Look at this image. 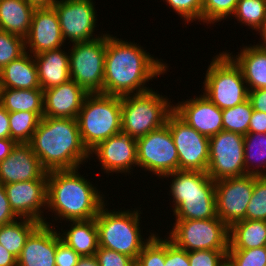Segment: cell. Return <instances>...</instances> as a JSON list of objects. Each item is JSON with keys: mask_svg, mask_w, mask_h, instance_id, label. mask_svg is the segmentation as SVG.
<instances>
[{"mask_svg": "<svg viewBox=\"0 0 266 266\" xmlns=\"http://www.w3.org/2000/svg\"><path fill=\"white\" fill-rule=\"evenodd\" d=\"M138 45L106 33L104 94L122 97L146 92L153 89L146 86L149 80L168 71V64Z\"/></svg>", "mask_w": 266, "mask_h": 266, "instance_id": "1", "label": "cell"}, {"mask_svg": "<svg viewBox=\"0 0 266 266\" xmlns=\"http://www.w3.org/2000/svg\"><path fill=\"white\" fill-rule=\"evenodd\" d=\"M28 144L48 172L77 169L91 159L76 118L43 116Z\"/></svg>", "mask_w": 266, "mask_h": 266, "instance_id": "2", "label": "cell"}, {"mask_svg": "<svg viewBox=\"0 0 266 266\" xmlns=\"http://www.w3.org/2000/svg\"><path fill=\"white\" fill-rule=\"evenodd\" d=\"M79 169L48 172L46 210L54 213L55 221L95 218L108 202L90 180L81 176Z\"/></svg>", "mask_w": 266, "mask_h": 266, "instance_id": "3", "label": "cell"}, {"mask_svg": "<svg viewBox=\"0 0 266 266\" xmlns=\"http://www.w3.org/2000/svg\"><path fill=\"white\" fill-rule=\"evenodd\" d=\"M171 178L169 196L175 220L216 218L215 181L202 171L177 170L164 175ZM174 177V178H173Z\"/></svg>", "mask_w": 266, "mask_h": 266, "instance_id": "4", "label": "cell"}, {"mask_svg": "<svg viewBox=\"0 0 266 266\" xmlns=\"http://www.w3.org/2000/svg\"><path fill=\"white\" fill-rule=\"evenodd\" d=\"M107 203L95 217L98 229L99 247L125 254L135 261L143 247L156 234L150 232L148 239L141 235V211L136 208L130 210H108Z\"/></svg>", "mask_w": 266, "mask_h": 266, "instance_id": "5", "label": "cell"}, {"mask_svg": "<svg viewBox=\"0 0 266 266\" xmlns=\"http://www.w3.org/2000/svg\"><path fill=\"white\" fill-rule=\"evenodd\" d=\"M76 119L82 142L90 152L100 142L121 133V97L88 94Z\"/></svg>", "mask_w": 266, "mask_h": 266, "instance_id": "6", "label": "cell"}, {"mask_svg": "<svg viewBox=\"0 0 266 266\" xmlns=\"http://www.w3.org/2000/svg\"><path fill=\"white\" fill-rule=\"evenodd\" d=\"M165 96L152 89L122 96L121 132L137 140L163 127L168 116L173 112V104Z\"/></svg>", "mask_w": 266, "mask_h": 266, "instance_id": "7", "label": "cell"}, {"mask_svg": "<svg viewBox=\"0 0 266 266\" xmlns=\"http://www.w3.org/2000/svg\"><path fill=\"white\" fill-rule=\"evenodd\" d=\"M203 82V95L221 110L248 99V88L240 67L226 53L212 57Z\"/></svg>", "mask_w": 266, "mask_h": 266, "instance_id": "8", "label": "cell"}, {"mask_svg": "<svg viewBox=\"0 0 266 266\" xmlns=\"http://www.w3.org/2000/svg\"><path fill=\"white\" fill-rule=\"evenodd\" d=\"M69 50L71 79L88 94H104L106 33L90 41L73 43Z\"/></svg>", "mask_w": 266, "mask_h": 266, "instance_id": "9", "label": "cell"}, {"mask_svg": "<svg viewBox=\"0 0 266 266\" xmlns=\"http://www.w3.org/2000/svg\"><path fill=\"white\" fill-rule=\"evenodd\" d=\"M168 234L172 242L187 252L229 249V227L218 217L175 220Z\"/></svg>", "mask_w": 266, "mask_h": 266, "instance_id": "10", "label": "cell"}, {"mask_svg": "<svg viewBox=\"0 0 266 266\" xmlns=\"http://www.w3.org/2000/svg\"><path fill=\"white\" fill-rule=\"evenodd\" d=\"M136 144L138 168L152 172L159 179L179 170L178 152L166 124L138 138Z\"/></svg>", "mask_w": 266, "mask_h": 266, "instance_id": "11", "label": "cell"}, {"mask_svg": "<svg viewBox=\"0 0 266 266\" xmlns=\"http://www.w3.org/2000/svg\"><path fill=\"white\" fill-rule=\"evenodd\" d=\"M207 174L213 181L246 175L244 135L223 130L209 138Z\"/></svg>", "mask_w": 266, "mask_h": 266, "instance_id": "12", "label": "cell"}, {"mask_svg": "<svg viewBox=\"0 0 266 266\" xmlns=\"http://www.w3.org/2000/svg\"><path fill=\"white\" fill-rule=\"evenodd\" d=\"M178 152L179 170L207 172L209 137L187 125L174 112L166 121Z\"/></svg>", "mask_w": 266, "mask_h": 266, "instance_id": "13", "label": "cell"}, {"mask_svg": "<svg viewBox=\"0 0 266 266\" xmlns=\"http://www.w3.org/2000/svg\"><path fill=\"white\" fill-rule=\"evenodd\" d=\"M94 0H57L53 5L60 23L64 41L71 43L96 39L97 11Z\"/></svg>", "mask_w": 266, "mask_h": 266, "instance_id": "14", "label": "cell"}, {"mask_svg": "<svg viewBox=\"0 0 266 266\" xmlns=\"http://www.w3.org/2000/svg\"><path fill=\"white\" fill-rule=\"evenodd\" d=\"M254 182L255 175L248 174L215 181L216 214L228 227L245 220Z\"/></svg>", "mask_w": 266, "mask_h": 266, "instance_id": "15", "label": "cell"}, {"mask_svg": "<svg viewBox=\"0 0 266 266\" xmlns=\"http://www.w3.org/2000/svg\"><path fill=\"white\" fill-rule=\"evenodd\" d=\"M12 211L18 218H26L47 225V179L28 180L4 185Z\"/></svg>", "mask_w": 266, "mask_h": 266, "instance_id": "16", "label": "cell"}, {"mask_svg": "<svg viewBox=\"0 0 266 266\" xmlns=\"http://www.w3.org/2000/svg\"><path fill=\"white\" fill-rule=\"evenodd\" d=\"M93 154L108 177L109 173L129 175L133 166L138 167L136 139L122 132L100 142L90 151V158Z\"/></svg>", "mask_w": 266, "mask_h": 266, "instance_id": "17", "label": "cell"}, {"mask_svg": "<svg viewBox=\"0 0 266 266\" xmlns=\"http://www.w3.org/2000/svg\"><path fill=\"white\" fill-rule=\"evenodd\" d=\"M173 112L200 134L212 137L223 131L222 110L204 95L173 105Z\"/></svg>", "mask_w": 266, "mask_h": 266, "instance_id": "18", "label": "cell"}, {"mask_svg": "<svg viewBox=\"0 0 266 266\" xmlns=\"http://www.w3.org/2000/svg\"><path fill=\"white\" fill-rule=\"evenodd\" d=\"M64 43L59 19L54 7L35 8L30 31L25 38L26 52L36 55L47 50L63 48L65 46Z\"/></svg>", "mask_w": 266, "mask_h": 266, "instance_id": "19", "label": "cell"}, {"mask_svg": "<svg viewBox=\"0 0 266 266\" xmlns=\"http://www.w3.org/2000/svg\"><path fill=\"white\" fill-rule=\"evenodd\" d=\"M47 178L48 171L28 143H17L9 156L0 162V183L3 185Z\"/></svg>", "mask_w": 266, "mask_h": 266, "instance_id": "20", "label": "cell"}, {"mask_svg": "<svg viewBox=\"0 0 266 266\" xmlns=\"http://www.w3.org/2000/svg\"><path fill=\"white\" fill-rule=\"evenodd\" d=\"M50 221L40 224L26 239L17 266H55L56 228Z\"/></svg>", "mask_w": 266, "mask_h": 266, "instance_id": "21", "label": "cell"}, {"mask_svg": "<svg viewBox=\"0 0 266 266\" xmlns=\"http://www.w3.org/2000/svg\"><path fill=\"white\" fill-rule=\"evenodd\" d=\"M88 93L72 79L43 91L44 116L77 118Z\"/></svg>", "mask_w": 266, "mask_h": 266, "instance_id": "22", "label": "cell"}, {"mask_svg": "<svg viewBox=\"0 0 266 266\" xmlns=\"http://www.w3.org/2000/svg\"><path fill=\"white\" fill-rule=\"evenodd\" d=\"M41 89L59 86L71 79L69 53L54 49L33 55Z\"/></svg>", "mask_w": 266, "mask_h": 266, "instance_id": "23", "label": "cell"}, {"mask_svg": "<svg viewBox=\"0 0 266 266\" xmlns=\"http://www.w3.org/2000/svg\"><path fill=\"white\" fill-rule=\"evenodd\" d=\"M225 52L240 67L249 91L266 88V48L249 44L243 46L236 57L232 52Z\"/></svg>", "mask_w": 266, "mask_h": 266, "instance_id": "24", "label": "cell"}, {"mask_svg": "<svg viewBox=\"0 0 266 266\" xmlns=\"http://www.w3.org/2000/svg\"><path fill=\"white\" fill-rule=\"evenodd\" d=\"M41 89L34 56L25 52L0 70V89Z\"/></svg>", "mask_w": 266, "mask_h": 266, "instance_id": "25", "label": "cell"}, {"mask_svg": "<svg viewBox=\"0 0 266 266\" xmlns=\"http://www.w3.org/2000/svg\"><path fill=\"white\" fill-rule=\"evenodd\" d=\"M69 230L61 229L60 238L80 256L94 255L99 248L98 229L95 218L70 221Z\"/></svg>", "mask_w": 266, "mask_h": 266, "instance_id": "26", "label": "cell"}, {"mask_svg": "<svg viewBox=\"0 0 266 266\" xmlns=\"http://www.w3.org/2000/svg\"><path fill=\"white\" fill-rule=\"evenodd\" d=\"M35 7L25 0H0V30L28 36Z\"/></svg>", "mask_w": 266, "mask_h": 266, "instance_id": "27", "label": "cell"}, {"mask_svg": "<svg viewBox=\"0 0 266 266\" xmlns=\"http://www.w3.org/2000/svg\"><path fill=\"white\" fill-rule=\"evenodd\" d=\"M266 246L265 220H240L229 227V249L245 250Z\"/></svg>", "mask_w": 266, "mask_h": 266, "instance_id": "28", "label": "cell"}, {"mask_svg": "<svg viewBox=\"0 0 266 266\" xmlns=\"http://www.w3.org/2000/svg\"><path fill=\"white\" fill-rule=\"evenodd\" d=\"M0 104L10 112H35L44 116L42 89H0Z\"/></svg>", "mask_w": 266, "mask_h": 266, "instance_id": "29", "label": "cell"}, {"mask_svg": "<svg viewBox=\"0 0 266 266\" xmlns=\"http://www.w3.org/2000/svg\"><path fill=\"white\" fill-rule=\"evenodd\" d=\"M40 225L39 222L18 218V220L0 226V244L16 258L19 257L26 239Z\"/></svg>", "mask_w": 266, "mask_h": 266, "instance_id": "30", "label": "cell"}, {"mask_svg": "<svg viewBox=\"0 0 266 266\" xmlns=\"http://www.w3.org/2000/svg\"><path fill=\"white\" fill-rule=\"evenodd\" d=\"M244 164L246 174L266 176V133L244 135Z\"/></svg>", "mask_w": 266, "mask_h": 266, "instance_id": "31", "label": "cell"}, {"mask_svg": "<svg viewBox=\"0 0 266 266\" xmlns=\"http://www.w3.org/2000/svg\"><path fill=\"white\" fill-rule=\"evenodd\" d=\"M232 17L258 34L266 23V0H239Z\"/></svg>", "mask_w": 266, "mask_h": 266, "instance_id": "32", "label": "cell"}, {"mask_svg": "<svg viewBox=\"0 0 266 266\" xmlns=\"http://www.w3.org/2000/svg\"><path fill=\"white\" fill-rule=\"evenodd\" d=\"M40 120L35 112H10V138L16 143H29Z\"/></svg>", "mask_w": 266, "mask_h": 266, "instance_id": "33", "label": "cell"}, {"mask_svg": "<svg viewBox=\"0 0 266 266\" xmlns=\"http://www.w3.org/2000/svg\"><path fill=\"white\" fill-rule=\"evenodd\" d=\"M252 112L253 107L248 99L234 107L223 109V130L246 135Z\"/></svg>", "mask_w": 266, "mask_h": 266, "instance_id": "34", "label": "cell"}, {"mask_svg": "<svg viewBox=\"0 0 266 266\" xmlns=\"http://www.w3.org/2000/svg\"><path fill=\"white\" fill-rule=\"evenodd\" d=\"M166 239L155 234L143 247L134 266H166Z\"/></svg>", "mask_w": 266, "mask_h": 266, "instance_id": "35", "label": "cell"}, {"mask_svg": "<svg viewBox=\"0 0 266 266\" xmlns=\"http://www.w3.org/2000/svg\"><path fill=\"white\" fill-rule=\"evenodd\" d=\"M239 0H203L202 22L215 24L230 18Z\"/></svg>", "mask_w": 266, "mask_h": 266, "instance_id": "36", "label": "cell"}, {"mask_svg": "<svg viewBox=\"0 0 266 266\" xmlns=\"http://www.w3.org/2000/svg\"><path fill=\"white\" fill-rule=\"evenodd\" d=\"M25 52L23 37L0 30V70Z\"/></svg>", "mask_w": 266, "mask_h": 266, "instance_id": "37", "label": "cell"}, {"mask_svg": "<svg viewBox=\"0 0 266 266\" xmlns=\"http://www.w3.org/2000/svg\"><path fill=\"white\" fill-rule=\"evenodd\" d=\"M245 219L266 221V176H255L254 189Z\"/></svg>", "mask_w": 266, "mask_h": 266, "instance_id": "38", "label": "cell"}, {"mask_svg": "<svg viewBox=\"0 0 266 266\" xmlns=\"http://www.w3.org/2000/svg\"><path fill=\"white\" fill-rule=\"evenodd\" d=\"M232 266H266V246L245 250H228Z\"/></svg>", "mask_w": 266, "mask_h": 266, "instance_id": "39", "label": "cell"}, {"mask_svg": "<svg viewBox=\"0 0 266 266\" xmlns=\"http://www.w3.org/2000/svg\"><path fill=\"white\" fill-rule=\"evenodd\" d=\"M168 7L175 11L185 24L194 21H202L203 0H163Z\"/></svg>", "mask_w": 266, "mask_h": 266, "instance_id": "40", "label": "cell"}, {"mask_svg": "<svg viewBox=\"0 0 266 266\" xmlns=\"http://www.w3.org/2000/svg\"><path fill=\"white\" fill-rule=\"evenodd\" d=\"M228 250H196L188 252L189 266H221Z\"/></svg>", "mask_w": 266, "mask_h": 266, "instance_id": "41", "label": "cell"}, {"mask_svg": "<svg viewBox=\"0 0 266 266\" xmlns=\"http://www.w3.org/2000/svg\"><path fill=\"white\" fill-rule=\"evenodd\" d=\"M99 266H134L135 260L114 250L99 247L95 253Z\"/></svg>", "mask_w": 266, "mask_h": 266, "instance_id": "42", "label": "cell"}, {"mask_svg": "<svg viewBox=\"0 0 266 266\" xmlns=\"http://www.w3.org/2000/svg\"><path fill=\"white\" fill-rule=\"evenodd\" d=\"M80 255L60 238L56 229L55 266H76Z\"/></svg>", "mask_w": 266, "mask_h": 266, "instance_id": "43", "label": "cell"}, {"mask_svg": "<svg viewBox=\"0 0 266 266\" xmlns=\"http://www.w3.org/2000/svg\"><path fill=\"white\" fill-rule=\"evenodd\" d=\"M166 238V266H189L188 252L178 247L168 237Z\"/></svg>", "mask_w": 266, "mask_h": 266, "instance_id": "44", "label": "cell"}, {"mask_svg": "<svg viewBox=\"0 0 266 266\" xmlns=\"http://www.w3.org/2000/svg\"><path fill=\"white\" fill-rule=\"evenodd\" d=\"M17 219L18 217L10 207L4 185L0 183V226L14 222Z\"/></svg>", "mask_w": 266, "mask_h": 266, "instance_id": "45", "label": "cell"}, {"mask_svg": "<svg viewBox=\"0 0 266 266\" xmlns=\"http://www.w3.org/2000/svg\"><path fill=\"white\" fill-rule=\"evenodd\" d=\"M248 100L253 110L266 113V88L250 90L248 92Z\"/></svg>", "mask_w": 266, "mask_h": 266, "instance_id": "46", "label": "cell"}, {"mask_svg": "<svg viewBox=\"0 0 266 266\" xmlns=\"http://www.w3.org/2000/svg\"><path fill=\"white\" fill-rule=\"evenodd\" d=\"M248 133H266V113L253 110Z\"/></svg>", "mask_w": 266, "mask_h": 266, "instance_id": "47", "label": "cell"}, {"mask_svg": "<svg viewBox=\"0 0 266 266\" xmlns=\"http://www.w3.org/2000/svg\"><path fill=\"white\" fill-rule=\"evenodd\" d=\"M10 138L9 112L0 104V139Z\"/></svg>", "mask_w": 266, "mask_h": 266, "instance_id": "48", "label": "cell"}, {"mask_svg": "<svg viewBox=\"0 0 266 266\" xmlns=\"http://www.w3.org/2000/svg\"><path fill=\"white\" fill-rule=\"evenodd\" d=\"M16 144L17 143L11 138L0 139V162L9 156Z\"/></svg>", "mask_w": 266, "mask_h": 266, "instance_id": "49", "label": "cell"}, {"mask_svg": "<svg viewBox=\"0 0 266 266\" xmlns=\"http://www.w3.org/2000/svg\"><path fill=\"white\" fill-rule=\"evenodd\" d=\"M0 266H17V258L0 244Z\"/></svg>", "mask_w": 266, "mask_h": 266, "instance_id": "50", "label": "cell"}, {"mask_svg": "<svg viewBox=\"0 0 266 266\" xmlns=\"http://www.w3.org/2000/svg\"><path fill=\"white\" fill-rule=\"evenodd\" d=\"M76 266H99V264L94 254L80 256Z\"/></svg>", "mask_w": 266, "mask_h": 266, "instance_id": "51", "label": "cell"}, {"mask_svg": "<svg viewBox=\"0 0 266 266\" xmlns=\"http://www.w3.org/2000/svg\"><path fill=\"white\" fill-rule=\"evenodd\" d=\"M35 8L52 7L57 0H25Z\"/></svg>", "mask_w": 266, "mask_h": 266, "instance_id": "52", "label": "cell"}, {"mask_svg": "<svg viewBox=\"0 0 266 266\" xmlns=\"http://www.w3.org/2000/svg\"><path fill=\"white\" fill-rule=\"evenodd\" d=\"M259 35L261 36V41H259V45L266 48V23L264 25V27L262 28V30L259 32Z\"/></svg>", "mask_w": 266, "mask_h": 266, "instance_id": "53", "label": "cell"}, {"mask_svg": "<svg viewBox=\"0 0 266 266\" xmlns=\"http://www.w3.org/2000/svg\"><path fill=\"white\" fill-rule=\"evenodd\" d=\"M221 266H232V264L226 259Z\"/></svg>", "mask_w": 266, "mask_h": 266, "instance_id": "54", "label": "cell"}]
</instances>
